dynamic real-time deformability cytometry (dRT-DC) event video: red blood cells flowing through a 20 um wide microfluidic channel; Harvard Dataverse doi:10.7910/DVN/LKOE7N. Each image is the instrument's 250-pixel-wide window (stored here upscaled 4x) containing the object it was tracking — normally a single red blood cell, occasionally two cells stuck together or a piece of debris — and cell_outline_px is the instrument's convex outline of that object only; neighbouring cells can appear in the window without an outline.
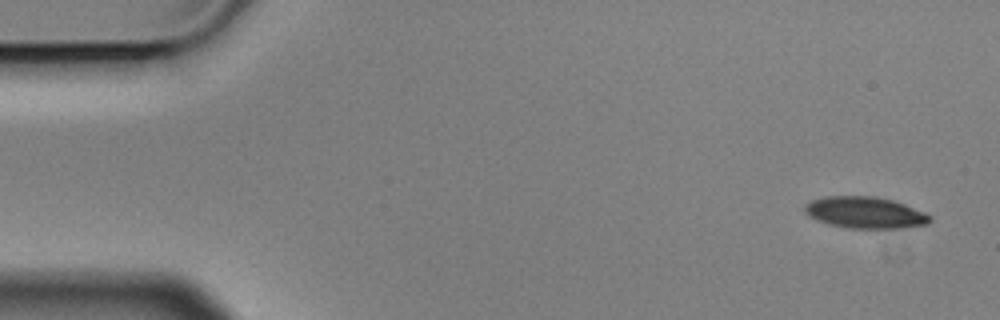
{"species": "Egyptian fruit bat (a non-hibernating species)", "species_latin": "Rousettus aegyptiacus", "temperature_condition": "cold", "stored_images_in_passage": 5, "camera_frame_rate_fps": 3000, "um_per_image_px": 0.085, "animal": {"sex": "male"}, "frame": {"image": 1, "passage_image": 1, "time_ms": 0.0, "image_size_px": [1000, 320], "cell_outline_px": [[932, 220], [928, 224], [900, 228], [848, 228], [828, 224], [816, 220], [808, 216], [804, 212], [804, 204], [812, 200], [824, 196], [876, 196], [892, 200], [904, 204], [924, 212], [932, 216]], "centroid_in_image_um": [73.51, 18.06], "position_along_channel_um": 11.5, "area_um2": 23.18}}
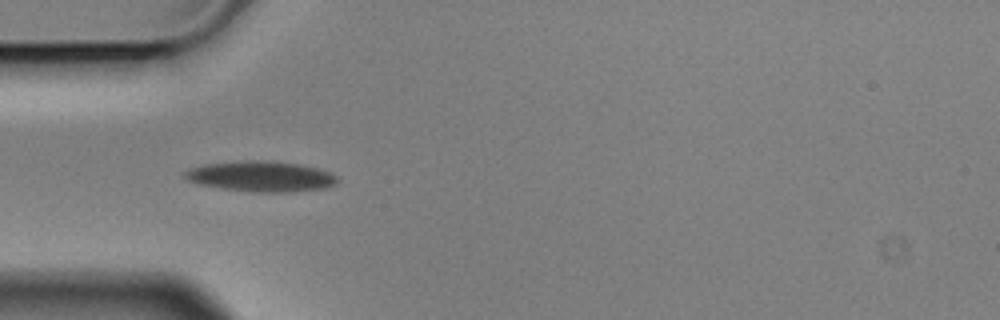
{"frame": {"image": 2, "passage_image": 5, "time_ms": 1.333, "image_size_px": [1000, 320], "cell_outline_px": [[340, 180], [336, 184], [324, 188], [292, 192], [256, 192], [220, 188], [200, 184], [188, 180], [184, 176], [184, 172], [192, 168], [204, 164], [248, 160], [264, 160], [300, 164], [332, 172]], "centroid_in_image_um": [22.23, 14.99], "position_along_channel_um": 62.8, "area_um2": 27.11}}